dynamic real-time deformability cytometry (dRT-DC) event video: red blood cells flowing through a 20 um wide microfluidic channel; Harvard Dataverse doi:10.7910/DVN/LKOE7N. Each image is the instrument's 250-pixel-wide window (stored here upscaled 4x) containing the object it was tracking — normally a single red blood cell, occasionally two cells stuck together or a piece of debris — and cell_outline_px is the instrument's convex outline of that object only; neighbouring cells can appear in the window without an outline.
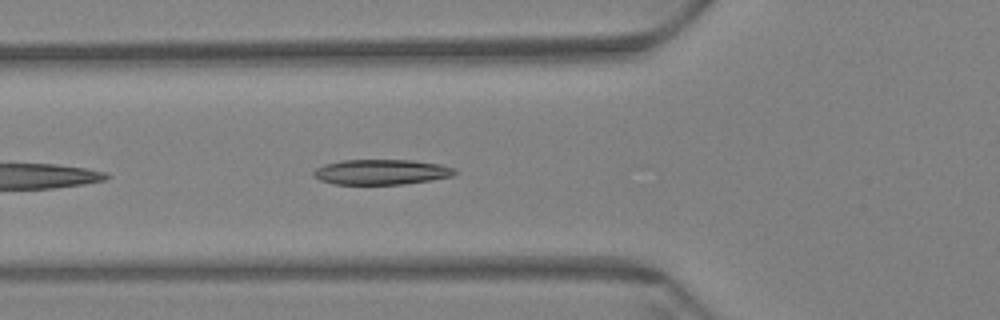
{"species": "Egyptian fruit bat (a non-hibernating species)", "species_latin": "Rousettus aegyptiacus", "temperature_condition": "warm", "stored_images_in_passage": 16, "camera_frame_rate_fps": 3000, "um_per_image_px": 0.085, "animal": {"sex": "female"}, "frame": {"image": 1, "passage_image": 5, "time_ms": 1.333, "image_size_px": [1000, 320], "cell_outline_px": [[460, 172], [452, 176], [432, 180], [404, 184], [332, 184], [320, 180], [312, 176], [312, 172], [316, 168], [324, 164], [344, 160], [412, 160], [440, 164], [456, 168]], "centroid_in_image_um": [32.44, 14.62], "position_along_channel_um": 93.4, "area_um2": 20.98}}
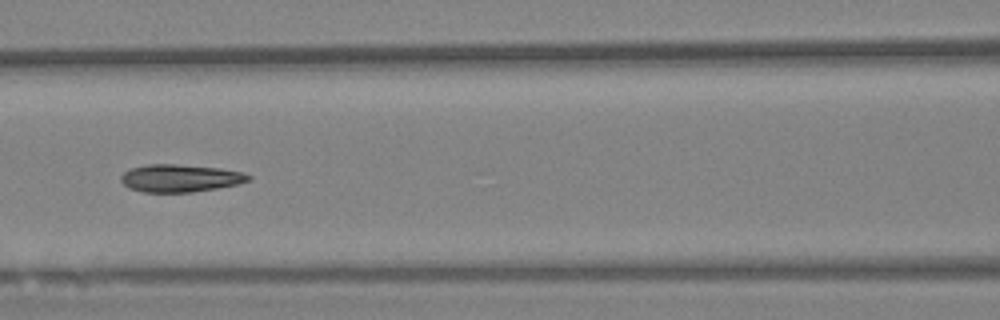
{"frame": {"image": 2, "passage_image": 10, "time_ms": 3.0, "image_size_px": [1000, 320], "cell_outline_px": [[252, 180], [236, 184], [216, 188], [192, 192], [144, 192], [128, 188], [120, 180], [120, 176], [124, 172], [132, 168], [148, 164], [176, 164], [220, 168], [244, 172], [252, 176]], "centroid_in_image_um": [15.32, 15.14], "position_along_channel_um": 151.3, "area_um2": 20.52}}